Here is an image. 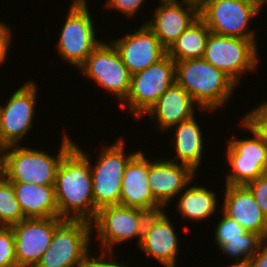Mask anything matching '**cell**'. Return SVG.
Instances as JSON below:
<instances>
[{
  "instance_id": "obj_1",
  "label": "cell",
  "mask_w": 267,
  "mask_h": 267,
  "mask_svg": "<svg viewBox=\"0 0 267 267\" xmlns=\"http://www.w3.org/2000/svg\"><path fill=\"white\" fill-rule=\"evenodd\" d=\"M59 218L92 222L97 214L93 199L90 161L73 146L62 158L54 184Z\"/></svg>"
},
{
  "instance_id": "obj_2",
  "label": "cell",
  "mask_w": 267,
  "mask_h": 267,
  "mask_svg": "<svg viewBox=\"0 0 267 267\" xmlns=\"http://www.w3.org/2000/svg\"><path fill=\"white\" fill-rule=\"evenodd\" d=\"M176 82L209 112L225 106L237 84L203 58L175 62Z\"/></svg>"
},
{
  "instance_id": "obj_3",
  "label": "cell",
  "mask_w": 267,
  "mask_h": 267,
  "mask_svg": "<svg viewBox=\"0 0 267 267\" xmlns=\"http://www.w3.org/2000/svg\"><path fill=\"white\" fill-rule=\"evenodd\" d=\"M64 134L56 156L20 145L6 147L3 176L10 182L54 185L62 158L75 145L67 133Z\"/></svg>"
},
{
  "instance_id": "obj_4",
  "label": "cell",
  "mask_w": 267,
  "mask_h": 267,
  "mask_svg": "<svg viewBox=\"0 0 267 267\" xmlns=\"http://www.w3.org/2000/svg\"><path fill=\"white\" fill-rule=\"evenodd\" d=\"M89 161L92 175V190L95 208L120 205L121 185L125 168L129 161L140 151L126 153L124 140L119 138L112 145L101 148L99 158L92 165L89 155L74 145Z\"/></svg>"
},
{
  "instance_id": "obj_5",
  "label": "cell",
  "mask_w": 267,
  "mask_h": 267,
  "mask_svg": "<svg viewBox=\"0 0 267 267\" xmlns=\"http://www.w3.org/2000/svg\"><path fill=\"white\" fill-rule=\"evenodd\" d=\"M69 6L55 46L59 57L78 69L103 40L97 38L87 0H72Z\"/></svg>"
},
{
  "instance_id": "obj_6",
  "label": "cell",
  "mask_w": 267,
  "mask_h": 267,
  "mask_svg": "<svg viewBox=\"0 0 267 267\" xmlns=\"http://www.w3.org/2000/svg\"><path fill=\"white\" fill-rule=\"evenodd\" d=\"M149 212L123 205L104 206L97 210L91 222V230H96L98 245L102 254H114L118 244L137 238L139 246L144 224Z\"/></svg>"
},
{
  "instance_id": "obj_7",
  "label": "cell",
  "mask_w": 267,
  "mask_h": 267,
  "mask_svg": "<svg viewBox=\"0 0 267 267\" xmlns=\"http://www.w3.org/2000/svg\"><path fill=\"white\" fill-rule=\"evenodd\" d=\"M199 17L211 33L256 39V31H249L251 19L256 17L262 6L254 0H198Z\"/></svg>"
},
{
  "instance_id": "obj_8",
  "label": "cell",
  "mask_w": 267,
  "mask_h": 267,
  "mask_svg": "<svg viewBox=\"0 0 267 267\" xmlns=\"http://www.w3.org/2000/svg\"><path fill=\"white\" fill-rule=\"evenodd\" d=\"M91 234L90 222L64 220L35 267H84L91 256Z\"/></svg>"
},
{
  "instance_id": "obj_9",
  "label": "cell",
  "mask_w": 267,
  "mask_h": 267,
  "mask_svg": "<svg viewBox=\"0 0 267 267\" xmlns=\"http://www.w3.org/2000/svg\"><path fill=\"white\" fill-rule=\"evenodd\" d=\"M257 44L256 39L221 36L210 32L203 59L238 84L242 75L258 69L260 56Z\"/></svg>"
},
{
  "instance_id": "obj_10",
  "label": "cell",
  "mask_w": 267,
  "mask_h": 267,
  "mask_svg": "<svg viewBox=\"0 0 267 267\" xmlns=\"http://www.w3.org/2000/svg\"><path fill=\"white\" fill-rule=\"evenodd\" d=\"M176 82L175 61L166 54L141 72L131 75L129 93L120 104L123 111L129 109L135 119L144 117L160 96Z\"/></svg>"
},
{
  "instance_id": "obj_11",
  "label": "cell",
  "mask_w": 267,
  "mask_h": 267,
  "mask_svg": "<svg viewBox=\"0 0 267 267\" xmlns=\"http://www.w3.org/2000/svg\"><path fill=\"white\" fill-rule=\"evenodd\" d=\"M78 69L121 100V104L125 101L130 90L131 74L111 41L101 42Z\"/></svg>"
},
{
  "instance_id": "obj_12",
  "label": "cell",
  "mask_w": 267,
  "mask_h": 267,
  "mask_svg": "<svg viewBox=\"0 0 267 267\" xmlns=\"http://www.w3.org/2000/svg\"><path fill=\"white\" fill-rule=\"evenodd\" d=\"M240 125L253 137L228 140L225 157L231 168L225 178L226 185H246L262 176L267 161V145L242 120Z\"/></svg>"
},
{
  "instance_id": "obj_13",
  "label": "cell",
  "mask_w": 267,
  "mask_h": 267,
  "mask_svg": "<svg viewBox=\"0 0 267 267\" xmlns=\"http://www.w3.org/2000/svg\"><path fill=\"white\" fill-rule=\"evenodd\" d=\"M36 81H27L16 89L5 105H0V128L2 144L6 147L18 145L32 129L36 109Z\"/></svg>"
},
{
  "instance_id": "obj_14",
  "label": "cell",
  "mask_w": 267,
  "mask_h": 267,
  "mask_svg": "<svg viewBox=\"0 0 267 267\" xmlns=\"http://www.w3.org/2000/svg\"><path fill=\"white\" fill-rule=\"evenodd\" d=\"M64 220L59 217L25 218L12 225L18 267H35L49 248L55 229Z\"/></svg>"
},
{
  "instance_id": "obj_15",
  "label": "cell",
  "mask_w": 267,
  "mask_h": 267,
  "mask_svg": "<svg viewBox=\"0 0 267 267\" xmlns=\"http://www.w3.org/2000/svg\"><path fill=\"white\" fill-rule=\"evenodd\" d=\"M154 17L145 22L168 49L172 43L199 17L198 0H159Z\"/></svg>"
},
{
  "instance_id": "obj_16",
  "label": "cell",
  "mask_w": 267,
  "mask_h": 267,
  "mask_svg": "<svg viewBox=\"0 0 267 267\" xmlns=\"http://www.w3.org/2000/svg\"><path fill=\"white\" fill-rule=\"evenodd\" d=\"M166 210L149 214L139 249L164 267H176L180 241ZM179 242V243H178Z\"/></svg>"
},
{
  "instance_id": "obj_17",
  "label": "cell",
  "mask_w": 267,
  "mask_h": 267,
  "mask_svg": "<svg viewBox=\"0 0 267 267\" xmlns=\"http://www.w3.org/2000/svg\"><path fill=\"white\" fill-rule=\"evenodd\" d=\"M110 41L131 75L148 68L167 54V49L145 23L135 32H127L124 37Z\"/></svg>"
},
{
  "instance_id": "obj_18",
  "label": "cell",
  "mask_w": 267,
  "mask_h": 267,
  "mask_svg": "<svg viewBox=\"0 0 267 267\" xmlns=\"http://www.w3.org/2000/svg\"><path fill=\"white\" fill-rule=\"evenodd\" d=\"M195 171L187 165L175 163L169 158L149 159L148 183L153 198L165 209L168 202L178 197L180 193L196 179Z\"/></svg>"
},
{
  "instance_id": "obj_19",
  "label": "cell",
  "mask_w": 267,
  "mask_h": 267,
  "mask_svg": "<svg viewBox=\"0 0 267 267\" xmlns=\"http://www.w3.org/2000/svg\"><path fill=\"white\" fill-rule=\"evenodd\" d=\"M149 160L139 151L127 164L121 185L120 205L158 213L164 208L153 198L148 183Z\"/></svg>"
},
{
  "instance_id": "obj_20",
  "label": "cell",
  "mask_w": 267,
  "mask_h": 267,
  "mask_svg": "<svg viewBox=\"0 0 267 267\" xmlns=\"http://www.w3.org/2000/svg\"><path fill=\"white\" fill-rule=\"evenodd\" d=\"M224 191L221 210L247 232L258 233L264 238L267 219L250 190L245 185L225 184Z\"/></svg>"
},
{
  "instance_id": "obj_21",
  "label": "cell",
  "mask_w": 267,
  "mask_h": 267,
  "mask_svg": "<svg viewBox=\"0 0 267 267\" xmlns=\"http://www.w3.org/2000/svg\"><path fill=\"white\" fill-rule=\"evenodd\" d=\"M220 214L222 218L217 222L214 235L218 249L229 258H234L235 263L247 262L264 244L263 237L247 232L222 210Z\"/></svg>"
},
{
  "instance_id": "obj_22",
  "label": "cell",
  "mask_w": 267,
  "mask_h": 267,
  "mask_svg": "<svg viewBox=\"0 0 267 267\" xmlns=\"http://www.w3.org/2000/svg\"><path fill=\"white\" fill-rule=\"evenodd\" d=\"M199 107L193 98L177 83L172 84L145 113L155 120L162 133L177 124L195 116V107ZM171 128V129H170Z\"/></svg>"
},
{
  "instance_id": "obj_23",
  "label": "cell",
  "mask_w": 267,
  "mask_h": 267,
  "mask_svg": "<svg viewBox=\"0 0 267 267\" xmlns=\"http://www.w3.org/2000/svg\"><path fill=\"white\" fill-rule=\"evenodd\" d=\"M24 218L59 217L54 185L12 182Z\"/></svg>"
},
{
  "instance_id": "obj_24",
  "label": "cell",
  "mask_w": 267,
  "mask_h": 267,
  "mask_svg": "<svg viewBox=\"0 0 267 267\" xmlns=\"http://www.w3.org/2000/svg\"><path fill=\"white\" fill-rule=\"evenodd\" d=\"M175 131V136L172 138V147L176 152L173 162L184 164L192 168L195 172L202 165L203 148L205 144L202 128L197 123L196 116L183 121L172 127ZM201 164V165H200Z\"/></svg>"
},
{
  "instance_id": "obj_25",
  "label": "cell",
  "mask_w": 267,
  "mask_h": 267,
  "mask_svg": "<svg viewBox=\"0 0 267 267\" xmlns=\"http://www.w3.org/2000/svg\"><path fill=\"white\" fill-rule=\"evenodd\" d=\"M176 210L181 214V219H192V221H199L211 217L216 214L219 205L217 194L210 191L206 186H191L190 184L186 189L180 193Z\"/></svg>"
},
{
  "instance_id": "obj_26",
  "label": "cell",
  "mask_w": 267,
  "mask_h": 267,
  "mask_svg": "<svg viewBox=\"0 0 267 267\" xmlns=\"http://www.w3.org/2000/svg\"><path fill=\"white\" fill-rule=\"evenodd\" d=\"M210 30L198 17L167 49V54L175 62L203 58Z\"/></svg>"
},
{
  "instance_id": "obj_27",
  "label": "cell",
  "mask_w": 267,
  "mask_h": 267,
  "mask_svg": "<svg viewBox=\"0 0 267 267\" xmlns=\"http://www.w3.org/2000/svg\"><path fill=\"white\" fill-rule=\"evenodd\" d=\"M25 219L12 182L0 177V226L11 227Z\"/></svg>"
},
{
  "instance_id": "obj_28",
  "label": "cell",
  "mask_w": 267,
  "mask_h": 267,
  "mask_svg": "<svg viewBox=\"0 0 267 267\" xmlns=\"http://www.w3.org/2000/svg\"><path fill=\"white\" fill-rule=\"evenodd\" d=\"M242 121L267 145V101L241 117Z\"/></svg>"
},
{
  "instance_id": "obj_29",
  "label": "cell",
  "mask_w": 267,
  "mask_h": 267,
  "mask_svg": "<svg viewBox=\"0 0 267 267\" xmlns=\"http://www.w3.org/2000/svg\"><path fill=\"white\" fill-rule=\"evenodd\" d=\"M15 239L11 227L0 230V267H18L15 257Z\"/></svg>"
},
{
  "instance_id": "obj_30",
  "label": "cell",
  "mask_w": 267,
  "mask_h": 267,
  "mask_svg": "<svg viewBox=\"0 0 267 267\" xmlns=\"http://www.w3.org/2000/svg\"><path fill=\"white\" fill-rule=\"evenodd\" d=\"M253 194L262 214L267 219V176L262 175L245 185Z\"/></svg>"
},
{
  "instance_id": "obj_31",
  "label": "cell",
  "mask_w": 267,
  "mask_h": 267,
  "mask_svg": "<svg viewBox=\"0 0 267 267\" xmlns=\"http://www.w3.org/2000/svg\"><path fill=\"white\" fill-rule=\"evenodd\" d=\"M145 0H107L106 6L110 9H115L121 12L123 15L131 18L140 11ZM137 12V13H136Z\"/></svg>"
},
{
  "instance_id": "obj_32",
  "label": "cell",
  "mask_w": 267,
  "mask_h": 267,
  "mask_svg": "<svg viewBox=\"0 0 267 267\" xmlns=\"http://www.w3.org/2000/svg\"><path fill=\"white\" fill-rule=\"evenodd\" d=\"M12 28L10 29L9 25L0 22V66L6 62L9 48L11 47L12 39Z\"/></svg>"
},
{
  "instance_id": "obj_33",
  "label": "cell",
  "mask_w": 267,
  "mask_h": 267,
  "mask_svg": "<svg viewBox=\"0 0 267 267\" xmlns=\"http://www.w3.org/2000/svg\"><path fill=\"white\" fill-rule=\"evenodd\" d=\"M110 257H112V258L110 259ZM114 257H115V254H113V256H112V254L100 253L98 258L96 259L95 257H92V254H91V256L88 260V263H87V267H129V265H127V263L126 264L118 263V261ZM113 258L115 260H113Z\"/></svg>"
},
{
  "instance_id": "obj_34",
  "label": "cell",
  "mask_w": 267,
  "mask_h": 267,
  "mask_svg": "<svg viewBox=\"0 0 267 267\" xmlns=\"http://www.w3.org/2000/svg\"><path fill=\"white\" fill-rule=\"evenodd\" d=\"M247 262L249 267H267V246L263 244Z\"/></svg>"
},
{
  "instance_id": "obj_35",
  "label": "cell",
  "mask_w": 267,
  "mask_h": 267,
  "mask_svg": "<svg viewBox=\"0 0 267 267\" xmlns=\"http://www.w3.org/2000/svg\"><path fill=\"white\" fill-rule=\"evenodd\" d=\"M5 150L6 146L0 144V177H3L4 175Z\"/></svg>"
},
{
  "instance_id": "obj_36",
  "label": "cell",
  "mask_w": 267,
  "mask_h": 267,
  "mask_svg": "<svg viewBox=\"0 0 267 267\" xmlns=\"http://www.w3.org/2000/svg\"><path fill=\"white\" fill-rule=\"evenodd\" d=\"M227 267H249L248 262H243V263H232L231 265L229 264Z\"/></svg>"
},
{
  "instance_id": "obj_37",
  "label": "cell",
  "mask_w": 267,
  "mask_h": 267,
  "mask_svg": "<svg viewBox=\"0 0 267 267\" xmlns=\"http://www.w3.org/2000/svg\"><path fill=\"white\" fill-rule=\"evenodd\" d=\"M259 3L262 7L267 4V0H254Z\"/></svg>"
},
{
  "instance_id": "obj_38",
  "label": "cell",
  "mask_w": 267,
  "mask_h": 267,
  "mask_svg": "<svg viewBox=\"0 0 267 267\" xmlns=\"http://www.w3.org/2000/svg\"><path fill=\"white\" fill-rule=\"evenodd\" d=\"M263 175L267 176V161H266V164H265V168L263 170Z\"/></svg>"
},
{
  "instance_id": "obj_39",
  "label": "cell",
  "mask_w": 267,
  "mask_h": 267,
  "mask_svg": "<svg viewBox=\"0 0 267 267\" xmlns=\"http://www.w3.org/2000/svg\"><path fill=\"white\" fill-rule=\"evenodd\" d=\"M264 240V244L267 246V231H266V234H265V237L263 238Z\"/></svg>"
},
{
  "instance_id": "obj_40",
  "label": "cell",
  "mask_w": 267,
  "mask_h": 267,
  "mask_svg": "<svg viewBox=\"0 0 267 267\" xmlns=\"http://www.w3.org/2000/svg\"><path fill=\"white\" fill-rule=\"evenodd\" d=\"M0 144H2V134H1V128H0Z\"/></svg>"
}]
</instances>
